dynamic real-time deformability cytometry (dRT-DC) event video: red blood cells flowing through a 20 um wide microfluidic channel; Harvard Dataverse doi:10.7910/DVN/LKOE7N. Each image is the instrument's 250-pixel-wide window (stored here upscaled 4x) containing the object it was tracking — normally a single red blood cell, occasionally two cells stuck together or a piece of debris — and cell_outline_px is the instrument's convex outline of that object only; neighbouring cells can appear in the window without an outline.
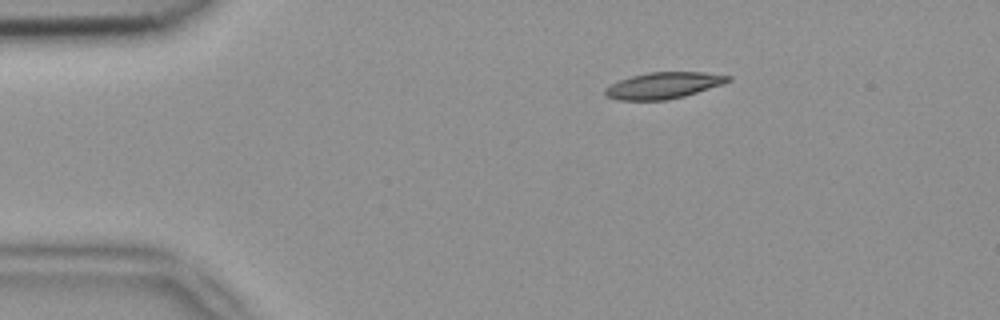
{"species": "common noctule bat (a hibernating species)", "species_latin": "Nyctalus noctula", "temperature_condition": "room temperature", "stored_images_in_passage": 44, "camera_frame_rate_fps": 3000, "um_per_image_px": 0.085, "animal": {"sex": "female", "body_mass_g": 18.4}, "frame": {"image": 1, "passage_image": 1, "time_ms": 0.0, "image_size_px": [1000, 320], "cell_outline_px": [[732, 80], [724, 84], [684, 96], [668, 100], [616, 100], [604, 96], [604, 88], [620, 80], [632, 76], [648, 72], [704, 72], [732, 76]], "centroid_in_image_um": [56.4, 7.27], "position_along_channel_um": 28.6, "area_um2": 19.02}}
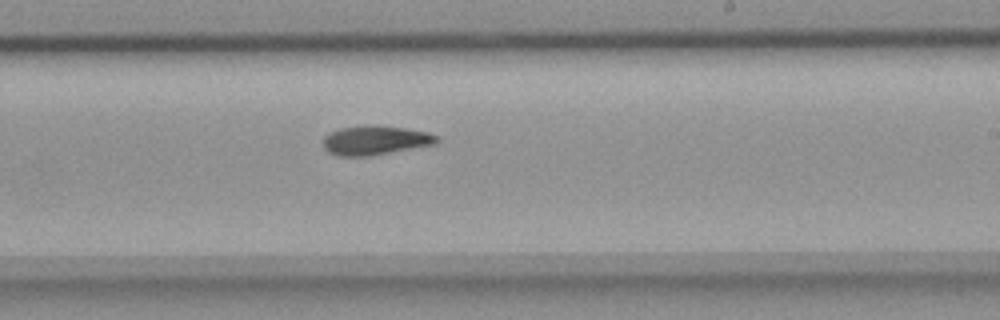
{"frame": {"image": 2, "passage_image": 23, "time_ms": 7.333, "image_size_px": [1000, 320], "cell_outline_px": [[440, 140], [436, 144], [368, 156], [340, 156], [328, 152], [324, 148], [324, 136], [328, 132], [340, 128], [372, 124], [404, 128], [428, 132], [440, 136]], "centroid_in_image_um": [31.91, 11.91], "position_along_channel_um": 257.1, "area_um2": 19.48}}
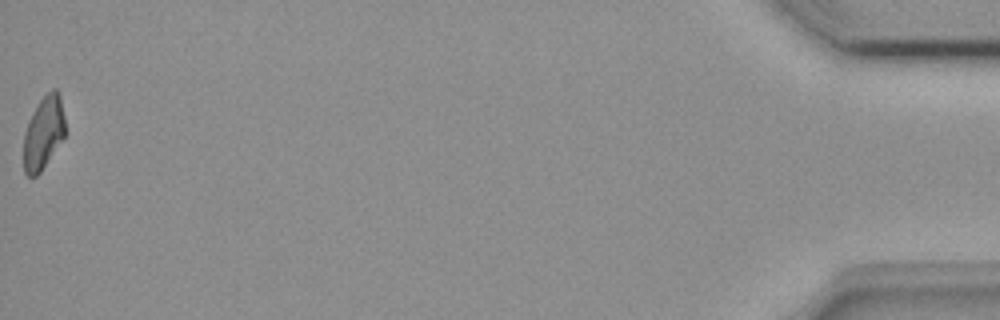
{"frame": {"image": 3, "passage_image": 44, "time_ms": 14.333, "image_size_px": [1000, 320], "cell_outline_px": [[64, 136], [40, 172], [36, 176], [28, 176], [24, 172], [24, 132], [28, 120], [32, 112], [40, 100], [52, 88], [56, 88], [60, 92], [64, 116]], "centroid_in_image_um": [3.69, 11.25], "position_along_channel_um": 431.5, "area_um2": 17.51}, "authors_computed_cell_mechanics": {"area_um2": 18.9295, "velocity_mm_per_s": 3.8971, "shape_relaxation_time_tau1_ms": 8.3804, "shape_relaxation_time_tau2_ms": 8.8026, "deformation_change_tau1": 0.2045, "deformation_change_tau2": 0.1679}}